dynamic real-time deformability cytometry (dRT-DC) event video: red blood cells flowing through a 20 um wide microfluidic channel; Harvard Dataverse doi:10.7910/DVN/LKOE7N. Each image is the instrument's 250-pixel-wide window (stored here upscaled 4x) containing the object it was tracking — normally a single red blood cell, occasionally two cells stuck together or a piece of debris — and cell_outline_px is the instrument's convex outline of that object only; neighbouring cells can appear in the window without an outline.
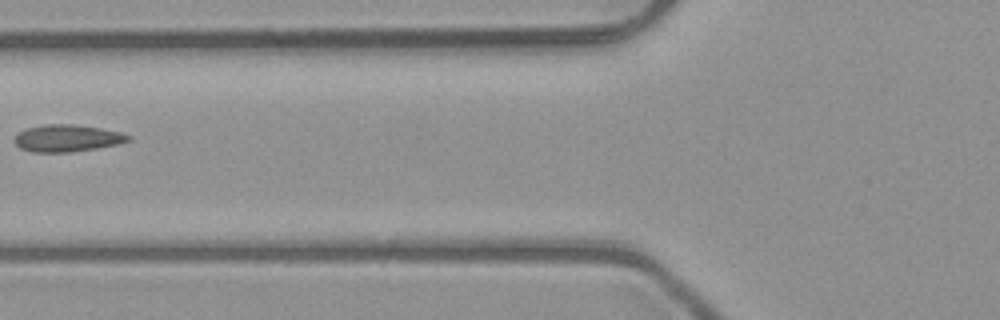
{"species": "common noctule bat (a hibernating species)", "species_latin": "Nyctalus noctula", "temperature_condition": "room temperature", "stored_images_in_passage": 2, "camera_frame_rate_fps": 3000, "um_per_image_px": 0.085, "animal": {"sex": "male", "body_mass_g": 23.1, "forearm_length_mm": 52.7}, "frame": {"image": 1, "passage_image": 2, "time_ms": 0.333, "image_size_px": [1000, 320], "cell_outline_px": [[132, 140], [120, 144], [96, 148], [68, 152], [32, 152], [20, 148], [16, 144], [16, 136], [24, 128], [44, 124], [76, 124], [100, 128], [120, 132], [132, 136]], "centroid_in_image_um": [5.75, 11.74], "position_along_channel_um": 120.1, "area_um2": 17.98}}